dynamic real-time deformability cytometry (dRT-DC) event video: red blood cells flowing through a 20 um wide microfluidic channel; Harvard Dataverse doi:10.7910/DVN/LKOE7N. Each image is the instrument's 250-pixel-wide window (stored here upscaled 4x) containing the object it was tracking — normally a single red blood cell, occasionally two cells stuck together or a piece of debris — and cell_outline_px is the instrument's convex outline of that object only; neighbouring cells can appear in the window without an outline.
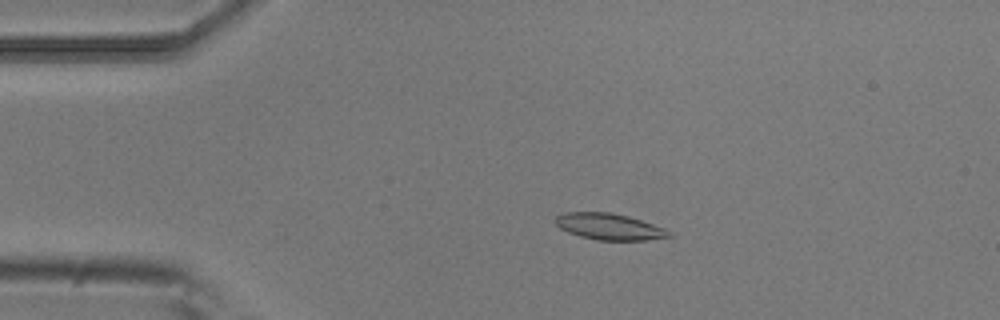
{"species": "common noctule bat (a hibernating species)", "species_latin": "Nyctalus noctula", "temperature_condition": "room temperature", "stored_images_in_passage": 4, "camera_frame_rate_fps": 3000, "um_per_image_px": 0.085, "animal": {"sex": "male", "body_mass_g": 20.5, "forearm_length_mm": 52.5}, "frame": {"image": 1, "passage_image": 3, "time_ms": 0.667, "image_size_px": [1000, 320], "cell_outline_px": [[672, 236], [648, 240], [596, 240], [580, 236], [568, 232], [560, 228], [556, 224], [556, 216], [564, 212], [612, 212], [628, 216], [664, 228], [672, 232]], "centroid_in_image_um": [51.79, 19.26], "position_along_channel_um": 33.2, "area_um2": 17.4}}